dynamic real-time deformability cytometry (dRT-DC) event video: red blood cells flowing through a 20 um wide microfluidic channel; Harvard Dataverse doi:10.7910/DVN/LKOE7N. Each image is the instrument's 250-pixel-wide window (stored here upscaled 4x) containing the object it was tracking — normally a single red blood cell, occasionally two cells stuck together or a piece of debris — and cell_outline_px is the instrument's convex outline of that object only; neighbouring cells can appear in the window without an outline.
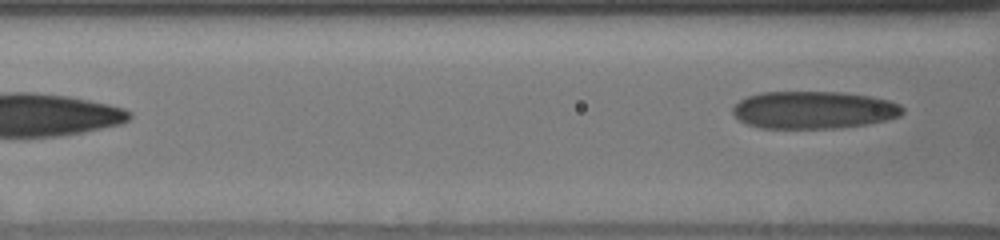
{"species": "human", "species_latin": "Homo sapiens", "temperature_condition": "cold", "stored_images_in_passage": 16, "segment_of_instrument_passage": [2, 2], "camera_frame_rate_fps": 3000, "um_per_image_px": 0.085, "donor": {"sex": "male"}, "frame": {"image": 1, "passage_image": 16, "time_ms": 7.0, "image_size_px": [1000, 240], "cell_outline_px": [[904, 112], [900, 116], [868, 124], [840, 128], [760, 128], [748, 124], [740, 120], [732, 112], [732, 108], [740, 100], [748, 96], [760, 92], [840, 92], [868, 96], [888, 100], [900, 104], [904, 108]], "centroid_in_image_um": [69.17, 9.35], "position_along_channel_um": 97.4, "area_um2": 37.11}}